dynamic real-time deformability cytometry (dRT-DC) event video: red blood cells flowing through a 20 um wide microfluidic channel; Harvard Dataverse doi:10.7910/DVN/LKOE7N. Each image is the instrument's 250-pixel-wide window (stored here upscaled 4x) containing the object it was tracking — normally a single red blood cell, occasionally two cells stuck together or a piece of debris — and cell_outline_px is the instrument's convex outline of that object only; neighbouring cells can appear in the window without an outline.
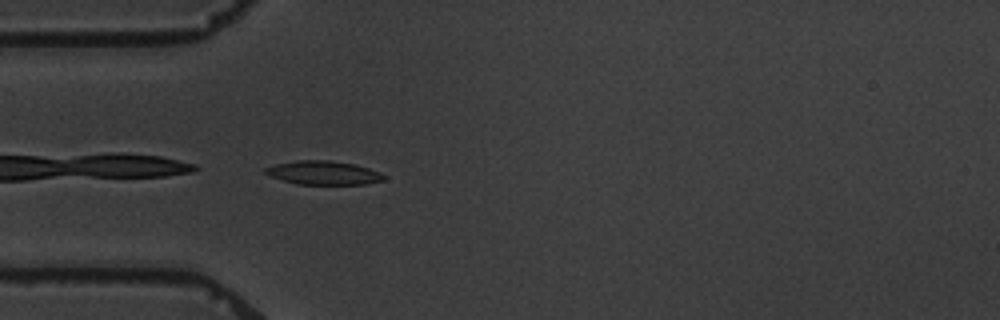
{"species": "common noctule bat (a hibernating species)", "species_latin": "Nyctalus noctula", "temperature_condition": "warm", "stored_images_in_passage": 4, "camera_frame_rate_fps": 3000, "um_per_image_px": 0.085, "animal": {"sex": "male", "body_mass_g": 19.5, "forearm_length_mm": 54.6}, "frame": {"image": 1, "passage_image": 4, "time_ms": 4.667, "image_size_px": [1000, 320], "cell_outline_px": [[384, 180], [364, 184], [296, 184], [268, 176], [264, 172], [264, 168], [276, 164], [296, 160], [328, 160], [352, 164], [368, 168], [384, 176]], "centroid_in_image_um": [27.4, 14.69], "position_along_channel_um": 57.6, "area_um2": 16.18}}